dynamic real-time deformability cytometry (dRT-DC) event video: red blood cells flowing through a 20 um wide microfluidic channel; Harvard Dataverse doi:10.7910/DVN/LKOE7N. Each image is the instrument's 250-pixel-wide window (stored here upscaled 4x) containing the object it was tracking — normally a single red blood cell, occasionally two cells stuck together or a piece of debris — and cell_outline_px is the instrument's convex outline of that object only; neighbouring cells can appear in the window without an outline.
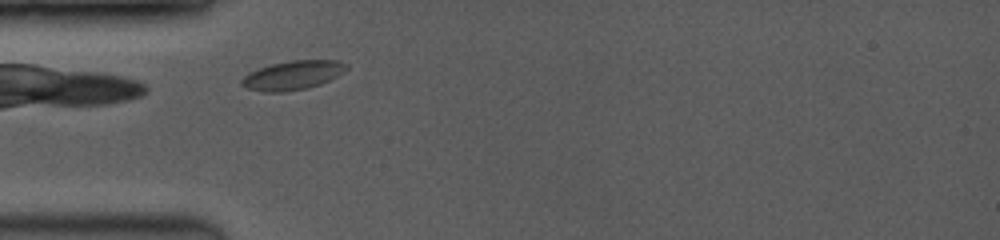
{"species": "common noctule bat (a hibernating species)", "species_latin": "Nyctalus noctula", "temperature_condition": "room temperature", "stored_images_in_passage": 7, "camera_frame_rate_fps": 3500, "um_per_image_px": 0.085, "animal": {"sex": "female", "body_mass_g": 19.0, "forearm_length_mm": 53.3}, "frame": {"image": 1, "passage_image": 1, "time_ms": 0.0, "image_size_px": [1000, 240], "cell_outline_px": [[348, 68], [344, 72], [320, 84], [308, 88], [284, 92], [264, 92], [248, 88], [240, 84], [240, 80], [244, 76], [260, 68], [272, 64], [292, 60], [340, 60], [348, 64]], "centroid_in_image_um": [24.92, 6.39], "position_along_channel_um": 60.1, "area_um2": 17.63}}
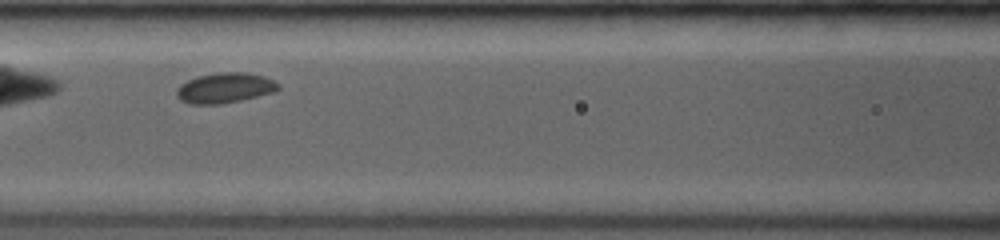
{"frame": {"image": 2, "passage_image": 5, "time_ms": 2.286, "image_size_px": [1000, 240], "cell_outline_px": [[280, 88], [276, 92], [240, 100], [220, 104], [188, 104], [180, 100], [176, 96], [176, 88], [180, 84], [196, 76], [216, 72], [248, 72], [264, 76], [280, 84]], "centroid_in_image_um": [19.1, 7.46], "position_along_channel_um": 147.5, "area_um2": 18.21}}
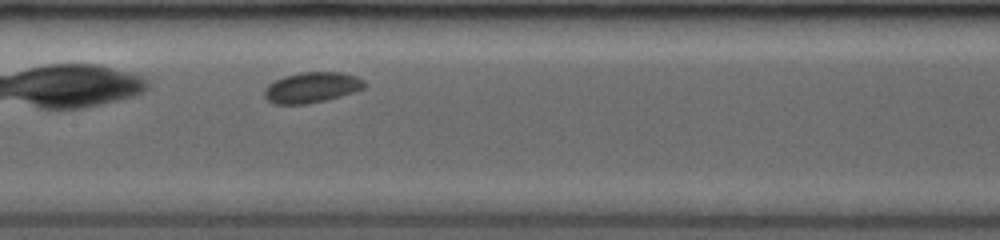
{"frame": {"image": 3, "passage_image": 7, "time_ms": 3.143, "image_size_px": [1000, 240], "cell_outline_px": [[368, 84], [364, 88], [340, 96], [308, 104], [272, 104], [264, 96], [264, 88], [268, 84], [284, 76], [300, 72], [340, 72], [356, 76], [364, 80]], "centroid_in_image_um": [26.49, 7.43], "position_along_channel_um": 180.9, "area_um2": 17.86}}